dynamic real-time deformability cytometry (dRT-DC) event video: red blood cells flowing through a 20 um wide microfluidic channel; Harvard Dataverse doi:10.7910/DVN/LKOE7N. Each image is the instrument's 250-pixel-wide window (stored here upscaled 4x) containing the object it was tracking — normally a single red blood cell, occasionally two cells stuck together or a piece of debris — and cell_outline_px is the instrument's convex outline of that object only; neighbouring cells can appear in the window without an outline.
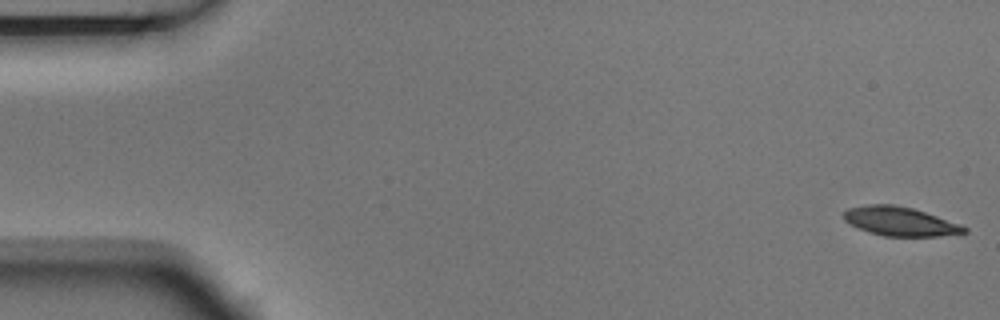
{"species": "Egyptian fruit bat (a non-hibernating species)", "species_latin": "Rousettus aegyptiacus", "temperature_condition": "room temperature", "stored_images_in_passage": 5, "camera_frame_rate_fps": 3000, "um_per_image_px": 0.085, "animal": {"sex": "male"}, "frame": {"image": 1, "passage_image": 1, "time_ms": 0.0, "image_size_px": [1000, 320], "cell_outline_px": [[968, 232], [940, 236], [884, 236], [868, 232], [844, 220], [844, 212], [848, 208], [868, 204], [892, 204], [912, 208], [960, 224], [968, 228]], "centroid_in_image_um": [76.51, 18.82], "position_along_channel_um": 8.5, "area_um2": 20.11}}
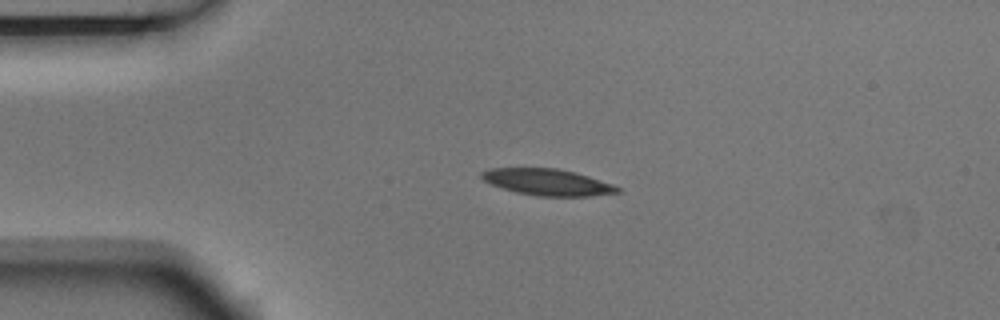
{"frame": {"image": 2, "passage_image": 4, "time_ms": 1.0, "image_size_px": [1000, 320], "cell_outline_px": [[620, 192], [592, 196], [536, 196], [516, 192], [492, 184], [484, 180], [480, 176], [480, 172], [488, 168], [556, 168], [576, 172], [612, 184], [620, 188]], "centroid_in_image_um": [46.53, 15.48], "position_along_channel_um": 38.5, "area_um2": 20.87}}